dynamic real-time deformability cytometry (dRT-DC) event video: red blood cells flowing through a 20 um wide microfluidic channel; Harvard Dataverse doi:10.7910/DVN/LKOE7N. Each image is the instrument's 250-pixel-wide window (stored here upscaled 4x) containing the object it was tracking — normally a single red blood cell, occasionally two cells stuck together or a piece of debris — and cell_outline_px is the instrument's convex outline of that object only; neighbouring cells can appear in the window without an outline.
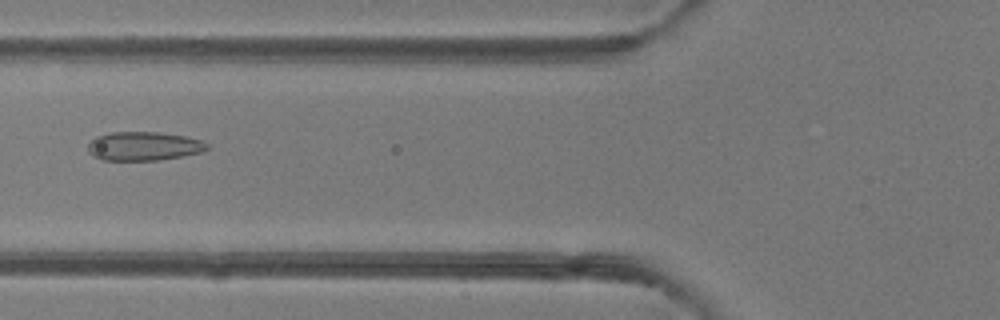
{"species": "common noctule bat (a hibernating species)", "species_latin": "Nyctalus noctula", "temperature_condition": "room temperature", "stored_images_in_passage": 4, "camera_frame_rate_fps": 3000, "um_per_image_px": 0.085, "animal": {"sex": "female"}, "frame": {"image": 1, "passage_image": 2, "time_ms": 1.333, "image_size_px": [1000, 320], "cell_outline_px": [[208, 148], [200, 152], [160, 160], [104, 160], [92, 156], [88, 152], [88, 144], [96, 136], [112, 132], [160, 132], [188, 136], [200, 140], [208, 144]], "centroid_in_image_um": [12.2, 12.41], "position_along_channel_um": 113.6, "area_um2": 20.0}}
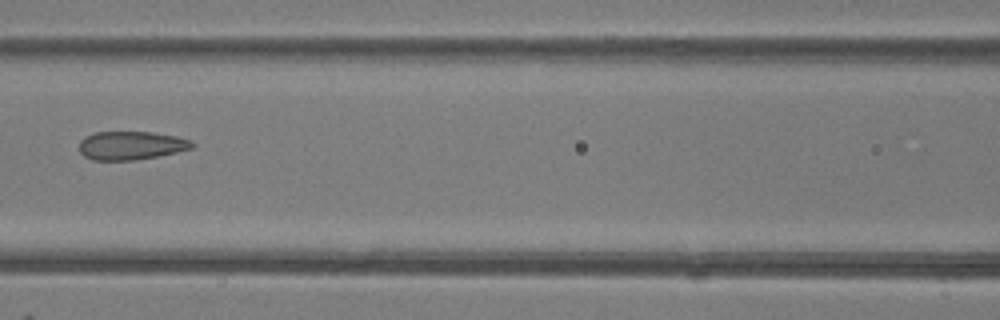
{"frame": {"image": 2, "passage_image": 3, "time_ms": 2.333, "image_size_px": [1000, 320], "cell_outline_px": [[196, 144], [192, 148], [176, 152], [156, 156], [132, 160], [92, 160], [84, 156], [80, 152], [80, 140], [84, 136], [96, 132], [152, 132], [176, 136], [192, 140]], "centroid_in_image_um": [11.14, 12.36], "position_along_channel_um": 155.5, "area_um2": 18.73}}
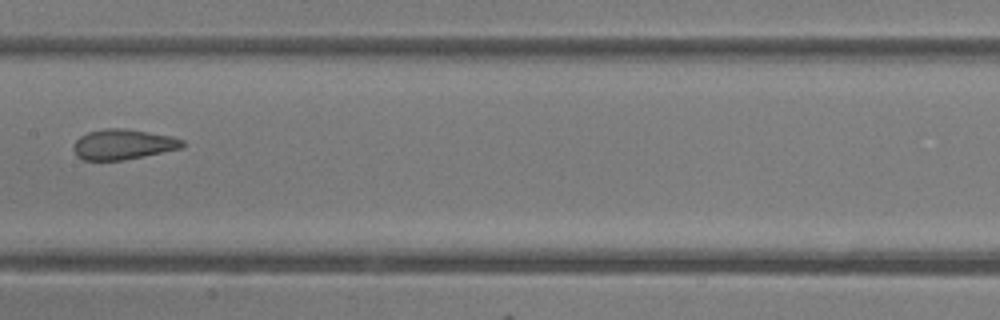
{"frame": {"image": 3, "passage_image": 4, "time_ms": 3.333, "image_size_px": [1000, 320], "cell_outline_px": [[184, 144], [180, 148], [144, 156], [124, 160], [84, 160], [76, 156], [72, 148], [76, 140], [80, 136], [88, 132], [104, 128], [124, 128], [172, 136], [184, 140]], "centroid_in_image_um": [10.42, 12.27], "position_along_channel_um": 197.0, "area_um2": 19.19}}